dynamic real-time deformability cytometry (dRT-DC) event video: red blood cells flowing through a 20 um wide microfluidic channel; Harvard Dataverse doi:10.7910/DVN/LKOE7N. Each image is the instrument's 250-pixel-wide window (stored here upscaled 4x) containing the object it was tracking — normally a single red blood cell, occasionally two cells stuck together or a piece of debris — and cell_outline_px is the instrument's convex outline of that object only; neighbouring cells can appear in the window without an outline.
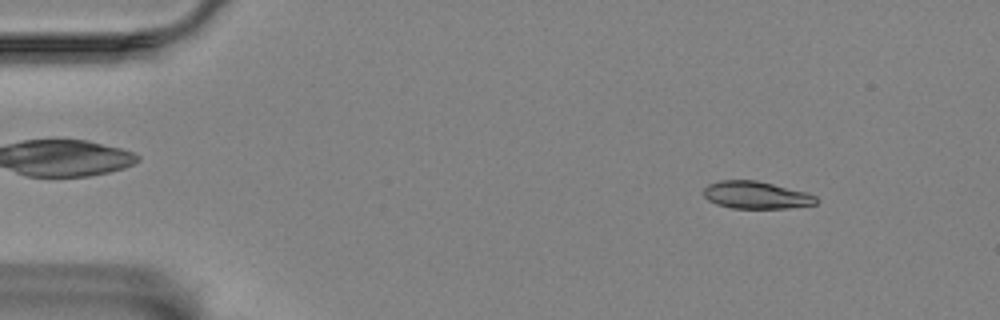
{"species": "Egyptian fruit bat (a non-hibernating species)", "species_latin": "Rousettus aegyptiacus", "temperature_condition": "room temperature", "stored_images_in_passage": 53, "camera_frame_rate_fps": 3000, "um_per_image_px": 0.085, "animal": {"sex": "female"}, "frame": {"image": 1, "passage_image": 3, "time_ms": 0.667, "image_size_px": [1000, 320], "cell_outline_px": [[816, 204], [788, 208], [732, 208], [716, 204], [708, 200], [704, 196], [704, 188], [708, 184], [720, 180], [756, 180], [808, 192], [816, 196]], "centroid_in_image_um": [64.26, 16.57], "position_along_channel_um": 20.7, "area_um2": 17.98}}
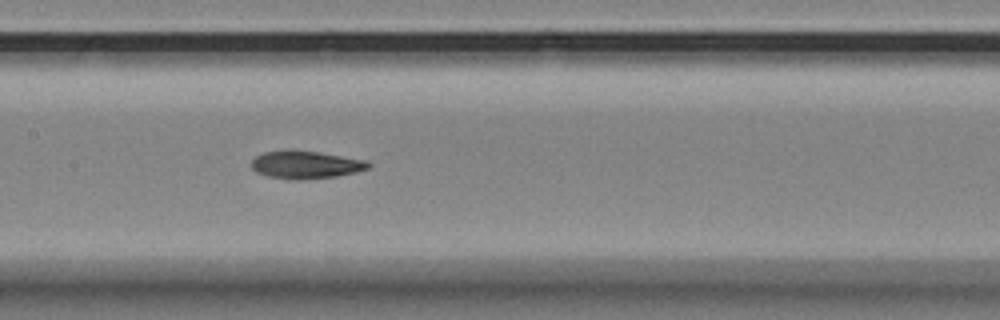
{"frame": {"image": 2, "passage_image": 24, "time_ms": 7.667, "image_size_px": [1000, 320], "cell_outline_px": [[372, 164], [368, 168], [356, 172], [336, 176], [300, 180], [296, 180], [268, 176], [256, 172], [252, 168], [252, 160], [256, 156], [264, 152], [292, 148], [320, 152], [368, 160]], "centroid_in_image_um": [25.99, 13.97], "position_along_channel_um": 181.4, "area_um2": 19.25}}
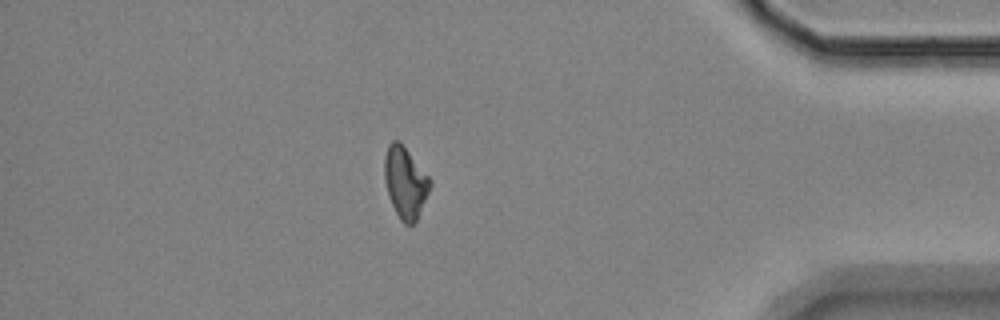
{"frame": {"image": 3, "passage_image": 46, "time_ms": 15.0, "image_size_px": [1000, 320], "cell_outline_px": [[432, 184], [416, 220], [412, 224], [404, 224], [400, 220], [392, 204], [384, 180], [384, 156], [388, 144], [392, 140], [400, 140], [432, 180]], "centroid_in_image_um": [34.44, 15.46], "position_along_channel_um": 400.8, "area_um2": 18.96}}